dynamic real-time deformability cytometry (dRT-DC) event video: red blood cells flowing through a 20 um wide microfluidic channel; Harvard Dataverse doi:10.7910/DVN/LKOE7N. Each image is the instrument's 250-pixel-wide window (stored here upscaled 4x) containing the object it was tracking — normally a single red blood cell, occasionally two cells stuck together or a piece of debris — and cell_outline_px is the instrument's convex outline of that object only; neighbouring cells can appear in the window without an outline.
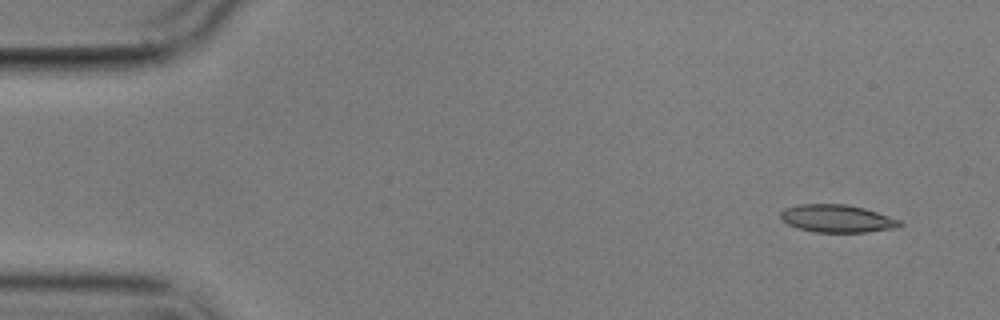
{"species": "common noctule bat (a hibernating species)", "species_latin": "Nyctalus noctula", "temperature_condition": "cold", "stored_images_in_passage": 2, "camera_frame_rate_fps": 3000, "um_per_image_px": 0.085, "animal": {"sex": "male", "body_mass_g": 17.9}, "frame": {"image": 1, "passage_image": 1, "time_ms": 0.0, "image_size_px": [1000, 320], "cell_outline_px": [[904, 224], [900, 228], [864, 232], [816, 232], [796, 228], [780, 220], [780, 212], [784, 208], [800, 204], [848, 204], [864, 208], [900, 220]], "centroid_in_image_um": [71.14, 18.58], "position_along_channel_um": 13.9, "area_um2": 19.42}}